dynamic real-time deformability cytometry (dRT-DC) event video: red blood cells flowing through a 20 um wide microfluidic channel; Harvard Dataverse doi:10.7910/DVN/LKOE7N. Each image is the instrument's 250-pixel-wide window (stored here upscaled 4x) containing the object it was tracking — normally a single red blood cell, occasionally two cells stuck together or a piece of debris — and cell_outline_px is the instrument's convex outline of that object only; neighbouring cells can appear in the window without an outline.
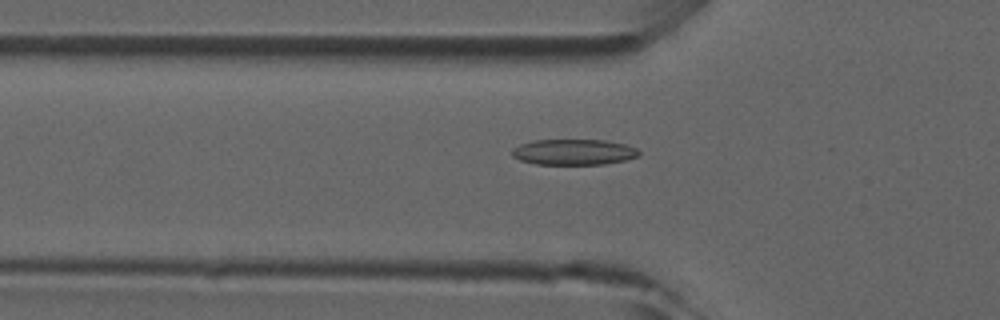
{"species": "common noctule bat (a hibernating species)", "species_latin": "Nyctalus noctula", "temperature_condition": "room temperature", "stored_images_in_passage": 12, "camera_frame_rate_fps": 3000, "um_per_image_px": 0.085, "animal": {"sex": "male", "forearm_length_mm": 52.5}, "frame": {"image": 1, "passage_image": 4, "time_ms": 1.0, "image_size_px": [1000, 320], "cell_outline_px": [[640, 156], [624, 160], [604, 164], [536, 164], [520, 160], [512, 156], [512, 148], [520, 144], [536, 140], [604, 140], [624, 144], [636, 148], [640, 152]], "centroid_in_image_um": [48.76, 12.92], "position_along_channel_um": 77.0, "area_um2": 18.96}}
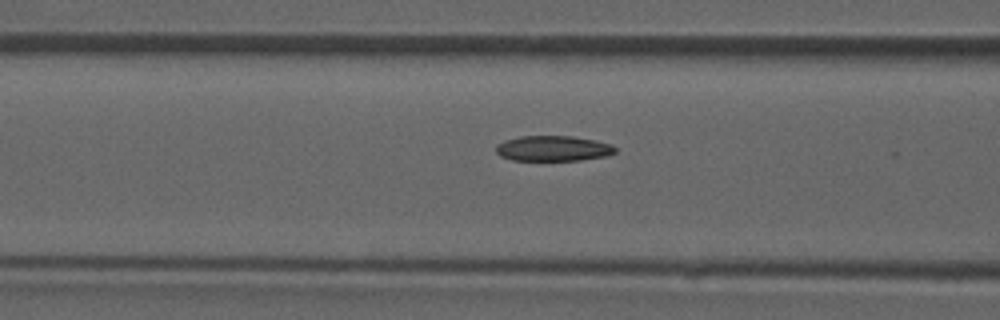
{"frame": {"image": 2, "passage_image": 7, "time_ms": 2.0, "image_size_px": [1000, 320], "cell_outline_px": [[616, 152], [608, 156], [580, 160], [512, 160], [500, 156], [496, 152], [496, 144], [504, 140], [520, 136], [572, 136], [596, 140], [612, 144], [616, 148]], "centroid_in_image_um": [47.03, 12.61], "position_along_channel_um": 119.6, "area_um2": 17.8}}